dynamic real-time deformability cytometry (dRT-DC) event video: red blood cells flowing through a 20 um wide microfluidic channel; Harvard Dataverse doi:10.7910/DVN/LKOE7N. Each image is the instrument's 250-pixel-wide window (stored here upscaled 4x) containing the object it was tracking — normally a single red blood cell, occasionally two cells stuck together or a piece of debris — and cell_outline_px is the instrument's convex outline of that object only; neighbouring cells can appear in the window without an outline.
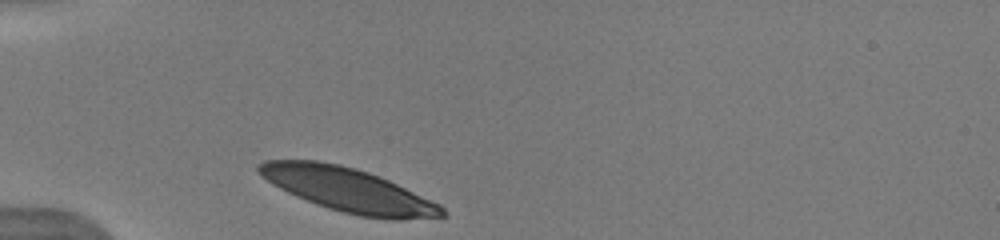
{"species": "human", "species_latin": "Homo sapiens", "temperature_condition": "warm", "stored_images_in_passage": 24, "camera_frame_rate_fps": 3000, "um_per_image_px": 0.085, "donor": {"sex": "male"}, "frame": {"image": 1, "passage_image": 1, "time_ms": 0.0, "image_size_px": [1000, 240], "cell_outline_px": [[448, 216], [400, 220], [392, 220], [360, 216], [328, 208], [316, 204], [296, 196], [272, 184], [256, 168], [256, 164], [264, 160], [316, 160], [340, 164], [368, 172], [388, 180], [440, 204], [448, 212]], "centroid_in_image_um": [29.64, 16.15], "position_along_channel_um": 55.4, "area_um2": 46.64}, "authors_computed_cell_mechanics": {"area_um2": 48.3497, "velocity_mm_per_s": 3.9242, "shape_relaxation_time_tau1_ms": 1.2896, "shape_relaxation_time_tau2_ms": 8.5367, "deformation_change_tau1": 0.0752, "deformation_change_tau2": 0.2378}}